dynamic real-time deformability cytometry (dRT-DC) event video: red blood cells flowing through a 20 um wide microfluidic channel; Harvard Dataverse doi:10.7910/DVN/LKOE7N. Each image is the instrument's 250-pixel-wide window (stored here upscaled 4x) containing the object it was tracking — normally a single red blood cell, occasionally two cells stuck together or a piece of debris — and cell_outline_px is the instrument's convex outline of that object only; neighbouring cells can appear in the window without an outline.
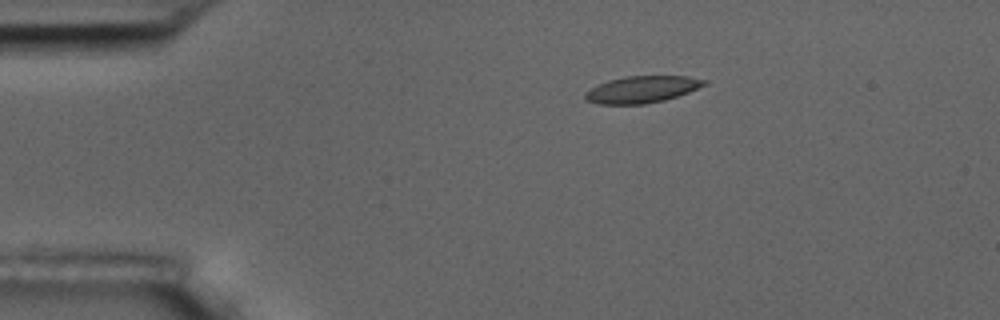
{"species": "common noctule bat (a hibernating species)", "species_latin": "Nyctalus noctula", "temperature_condition": "room temperature", "stored_images_in_passage": 3, "camera_frame_rate_fps": 3000, "um_per_image_px": 0.085, "animal": {"sex": "male", "body_mass_g": 17.5, "forearm_length_mm": 52.3}, "frame": {"image": 1, "passage_image": 1, "time_ms": 0.0, "image_size_px": [1000, 320], "cell_outline_px": [[708, 84], [688, 92], [664, 100], [644, 104], [596, 104], [588, 100], [584, 96], [584, 92], [608, 80], [624, 76], [688, 76], [708, 80]], "centroid_in_image_um": [54.59, 7.59], "position_along_channel_um": 30.4, "area_um2": 18.55}}